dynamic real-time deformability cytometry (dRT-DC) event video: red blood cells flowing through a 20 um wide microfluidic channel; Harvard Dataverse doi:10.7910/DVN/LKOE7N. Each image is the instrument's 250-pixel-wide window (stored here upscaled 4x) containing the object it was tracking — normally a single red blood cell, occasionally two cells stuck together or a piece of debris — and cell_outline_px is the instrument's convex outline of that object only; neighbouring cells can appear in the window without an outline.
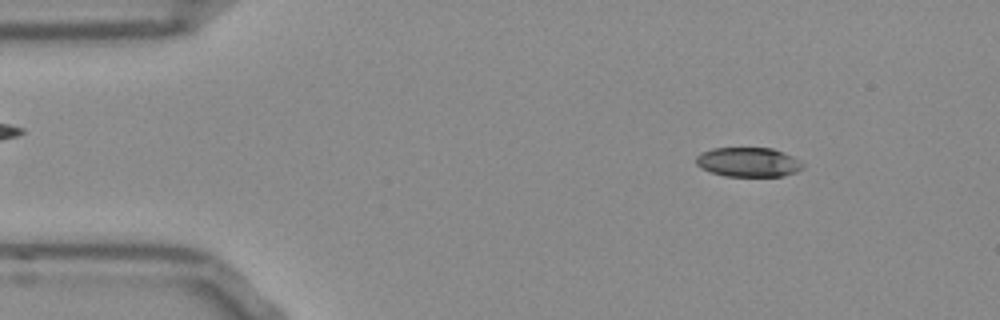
{"species": "Egyptian fruit bat (a non-hibernating species)", "species_latin": "Rousettus aegyptiacus", "temperature_condition": "room temperature", "stored_images_in_passage": 51, "camera_frame_rate_fps": 3000, "um_per_image_px": 0.085, "frame": {"image": 1, "passage_image": 6, "time_ms": 1.667, "image_size_px": [1000, 320], "cell_outline_px": [[804, 168], [796, 172], [784, 176], [724, 176], [712, 172], [696, 164], [696, 156], [700, 152], [712, 148], [772, 148], [784, 152], [792, 156], [804, 164]], "centroid_in_image_um": [63.62, 13.77], "position_along_channel_um": 21.4, "area_um2": 18.32}}
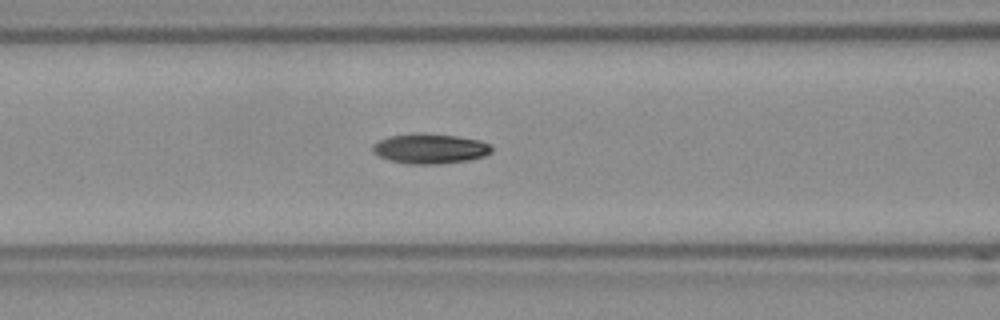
{"frame": {"image": 2, "passage_image": 20, "time_ms": 6.333, "image_size_px": [1000, 320], "cell_outline_px": [[492, 152], [484, 156], [468, 160], [440, 164], [408, 164], [392, 160], [380, 156], [372, 152], [372, 148], [380, 140], [388, 136], [456, 136], [480, 140], [488, 144], [492, 148]], "centroid_in_image_um": [36.61, 12.69], "position_along_channel_um": 130.0, "area_um2": 19.71}}
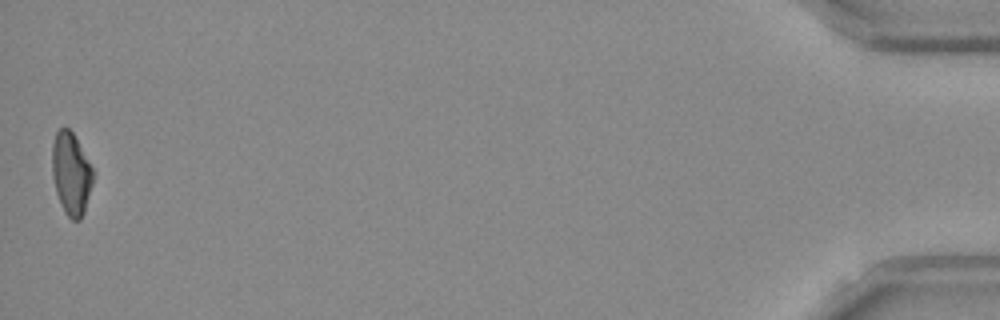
{"frame": {"image": 3, "passage_image": 51, "time_ms": 16.667, "image_size_px": [1000, 320], "cell_outline_px": [[92, 184], [84, 212], [80, 220], [72, 220], [64, 212], [56, 192], [52, 176], [52, 144], [56, 132], [60, 128], [68, 128], [72, 132], [92, 168]], "centroid_in_image_um": [6.02, 14.77], "position_along_channel_um": 429.2, "area_um2": 19.31}, "authors_computed_cell_mechanics": {"area_um2": 19.7676, "velocity_mm_per_s": 3.8716, "shape_relaxation_time_tau1_ms": 5.957, "shape_relaxation_time_tau2_ms": 6.5609, "deformation_change_tau1": 0.1655, "deformation_change_tau2": 0.1161}}